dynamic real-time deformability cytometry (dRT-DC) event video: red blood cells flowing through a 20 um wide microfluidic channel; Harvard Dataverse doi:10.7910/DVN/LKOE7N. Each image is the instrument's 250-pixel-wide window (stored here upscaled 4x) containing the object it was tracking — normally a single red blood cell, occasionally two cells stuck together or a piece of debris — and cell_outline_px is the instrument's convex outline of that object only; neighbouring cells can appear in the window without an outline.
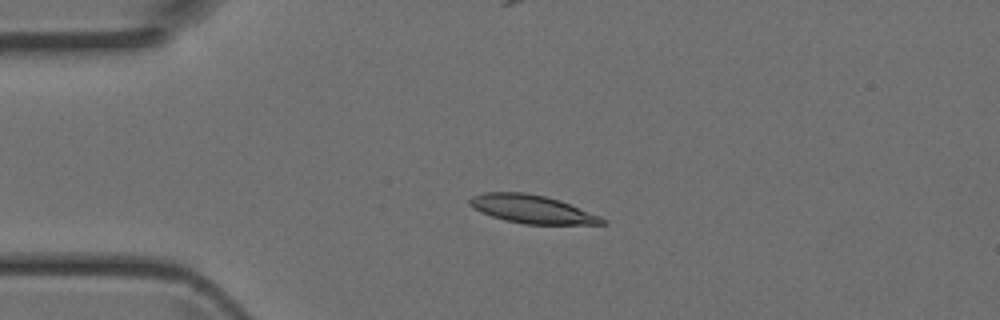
{"species": "Egyptian fruit bat (a non-hibernating species)", "species_latin": "Rousettus aegyptiacus", "temperature_condition": "room temperature", "stored_images_in_passage": 5, "camera_frame_rate_fps": 3000, "um_per_image_px": 0.085, "animal": {"sex": "female"}, "frame": {"image": 1, "passage_image": 4, "time_ms": 1.0, "image_size_px": [1000, 320], "cell_outline_px": [[608, 224], [524, 224], [504, 220], [480, 212], [472, 208], [468, 204], [468, 200], [472, 196], [484, 192], [524, 192], [544, 196], [560, 200], [600, 216], [608, 220]], "centroid_in_image_um": [45.2, 17.78], "position_along_channel_um": 39.8, "area_um2": 21.91}}
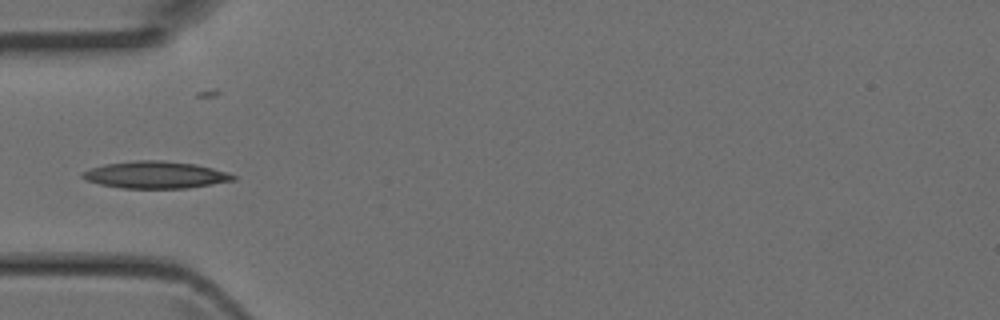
{"frame": {"image": 2, "passage_image": 5, "time_ms": 1.333, "image_size_px": [1000, 320], "cell_outline_px": [[236, 180], [188, 188], [120, 188], [100, 184], [84, 180], [80, 176], [80, 172], [104, 164], [136, 160], [164, 160], [196, 164], [212, 168], [236, 176]], "centroid_in_image_um": [13.17, 14.86], "position_along_channel_um": 71.8, "area_um2": 23.81}}